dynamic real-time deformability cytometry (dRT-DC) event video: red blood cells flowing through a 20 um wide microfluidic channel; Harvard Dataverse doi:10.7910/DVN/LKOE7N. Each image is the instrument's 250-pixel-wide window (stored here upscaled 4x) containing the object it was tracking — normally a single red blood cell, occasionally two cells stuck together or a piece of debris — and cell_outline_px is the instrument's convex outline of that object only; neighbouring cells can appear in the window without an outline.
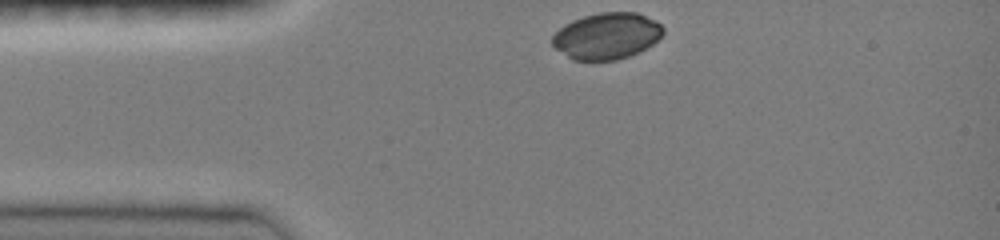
{"species": "common noctule bat (a hibernating species)", "species_latin": "Nyctalus noctula", "temperature_condition": "room temperature", "stored_images_in_passage": 32, "camera_frame_rate_fps": 3000, "um_per_image_px": 0.085, "animal": {"sex": "female", "body_mass_g": 19.0, "forearm_length_mm": 51.5}, "frame": {"image": 1, "passage_image": 1, "time_ms": 0.0, "image_size_px": [1000, 240], "cell_outline_px": [[664, 32], [652, 44], [628, 56], [616, 60], [572, 60], [556, 48], [552, 44], [552, 36], [564, 24], [572, 20], [584, 16], [600, 12], [636, 12], [656, 20], [664, 28]], "centroid_in_image_um": [51.56, 3.04], "position_along_channel_um": 33.4, "area_um2": 29.77}}